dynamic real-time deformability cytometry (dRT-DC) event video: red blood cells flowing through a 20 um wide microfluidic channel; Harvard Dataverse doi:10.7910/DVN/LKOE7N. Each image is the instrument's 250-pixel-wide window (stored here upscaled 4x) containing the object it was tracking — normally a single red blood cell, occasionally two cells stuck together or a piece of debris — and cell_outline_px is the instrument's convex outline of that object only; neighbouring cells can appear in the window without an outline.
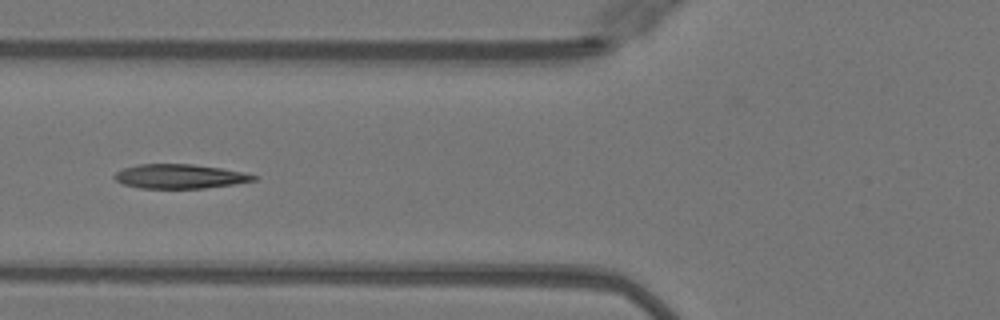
{"species": "Egyptian fruit bat (a non-hibernating species)", "species_latin": "Rousettus aegyptiacus", "temperature_condition": "warm", "stored_images_in_passage": 20, "camera_frame_rate_fps": 3000, "um_per_image_px": 0.085, "animal": {"sex": "female"}, "frame": {"image": 1, "passage_image": 6, "time_ms": 1.667, "image_size_px": [1000, 320], "cell_outline_px": [[260, 176], [256, 180], [232, 184], [204, 188], [140, 188], [124, 184], [116, 180], [112, 176], [116, 172], [124, 168], [136, 164], [192, 164], [220, 168], [244, 172]], "centroid_in_image_um": [15.28, 14.98], "position_along_channel_um": 110.5, "area_um2": 19.65}}
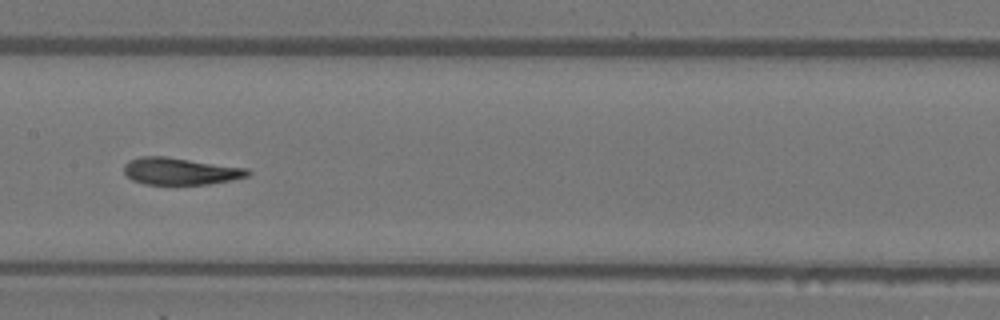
{"frame": {"image": 2, "passage_image": 12, "time_ms": 3.667, "image_size_px": [1000, 320], "cell_outline_px": [[252, 172], [248, 176], [232, 180], [208, 184], [144, 184], [132, 180], [124, 172], [124, 164], [128, 160], [140, 156], [164, 156], [248, 168]], "centroid_in_image_um": [15.32, 14.55], "position_along_channel_um": 192.1, "area_um2": 19.54}}
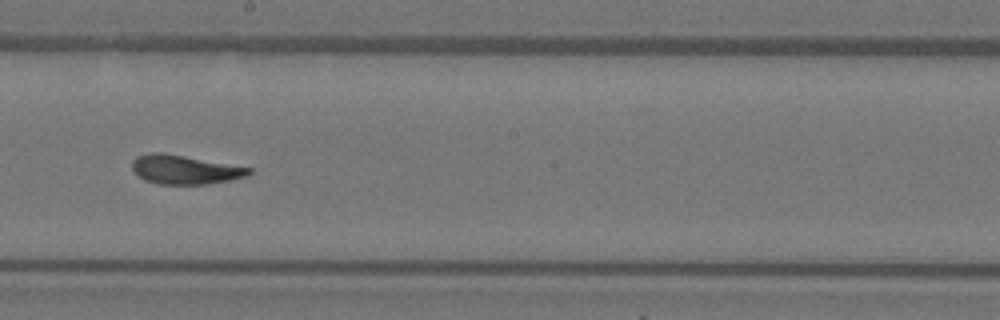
{"frame": {"image": 3, "passage_image": 15, "time_ms": 4.667, "image_size_px": [1000, 320], "cell_outline_px": [[252, 172], [248, 176], [232, 180], [204, 184], [160, 184], [144, 180], [132, 168], [132, 160], [136, 156], [148, 152], [164, 152], [252, 168]], "centroid_in_image_um": [15.71, 14.4], "position_along_channel_um": 232.5, "area_um2": 19.83}}